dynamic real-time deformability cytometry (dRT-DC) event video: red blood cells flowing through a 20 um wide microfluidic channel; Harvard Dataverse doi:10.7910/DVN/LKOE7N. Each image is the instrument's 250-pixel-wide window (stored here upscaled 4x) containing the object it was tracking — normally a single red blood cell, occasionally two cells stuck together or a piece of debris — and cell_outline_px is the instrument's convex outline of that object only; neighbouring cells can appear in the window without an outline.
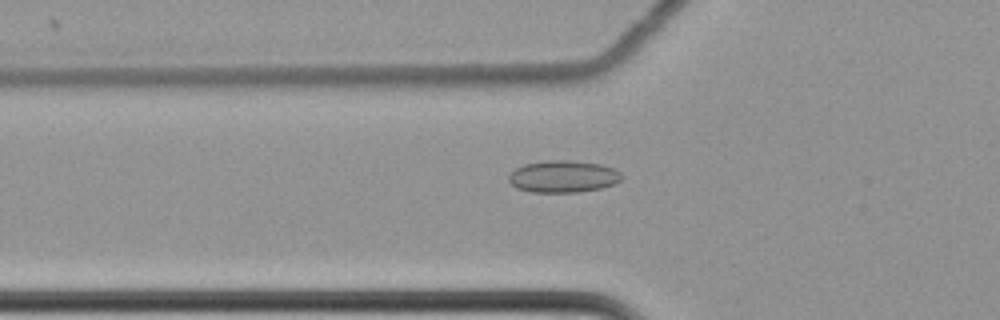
{"species": "common noctule bat (a hibernating species)", "species_latin": "Nyctalus noctula", "temperature_condition": "cold", "stored_images_in_passage": 61, "camera_frame_rate_fps": 3000, "um_per_image_px": 0.085, "animal": {"sex": "female", "body_mass_g": 22.7, "forearm_length_mm": 54.2}, "frame": {"image": 1, "passage_image": 23, "time_ms": 7.333, "image_size_px": [1000, 320], "cell_outline_px": [[624, 176], [616, 184], [600, 188], [580, 192], [532, 192], [516, 188], [508, 180], [508, 176], [516, 168], [524, 164], [548, 160], [568, 160], [600, 164], [612, 168], [620, 172]], "centroid_in_image_um": [47.88, 15.0], "position_along_channel_um": 77.9, "area_um2": 21.1}}
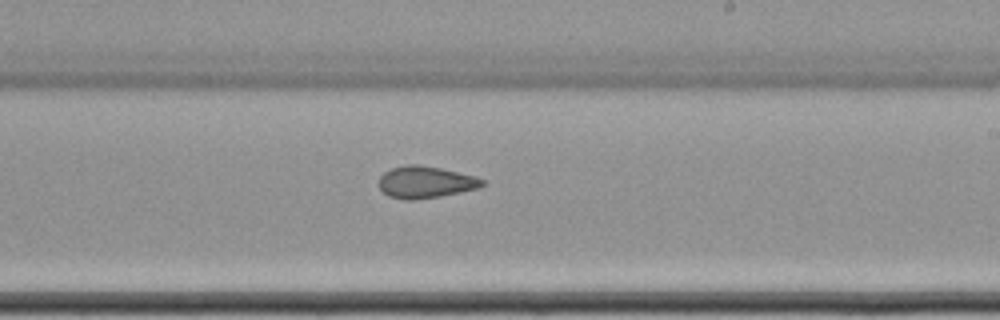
{"frame": {"image": 2, "passage_image": 38, "time_ms": 12.333, "image_size_px": [1000, 320], "cell_outline_px": [[488, 184], [480, 188], [440, 196], [416, 200], [404, 200], [388, 196], [380, 188], [380, 176], [384, 172], [392, 168], [408, 164], [420, 164], [440, 168], [476, 176], [484, 180]], "centroid_in_image_um": [36.21, 15.48], "position_along_channel_um": 252.8, "area_um2": 19.36}}
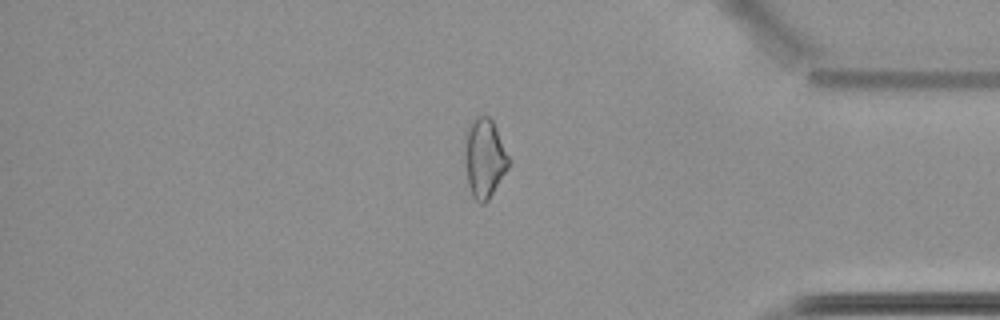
{"frame": {"image": 3, "passage_image": 52, "time_ms": 17.0, "image_size_px": [1000, 320], "cell_outline_px": [[512, 164], [488, 200], [484, 204], [480, 204], [472, 196], [468, 184], [464, 156], [464, 132], [468, 124], [476, 116], [488, 116], [492, 120], [496, 128]], "centroid_in_image_um": [41.16, 13.43], "position_along_channel_um": 394.0, "area_um2": 20.69}, "authors_computed_cell_mechanics": {"area_um2": 21.097, "velocity_mm_per_s": 3.5003, "shape_relaxation_time_tau1_ms": null, "shape_relaxation_time_tau2_ms": 2.6385, "deformation_change_tau1": null, "deformation_change_tau2": 0.0798}}